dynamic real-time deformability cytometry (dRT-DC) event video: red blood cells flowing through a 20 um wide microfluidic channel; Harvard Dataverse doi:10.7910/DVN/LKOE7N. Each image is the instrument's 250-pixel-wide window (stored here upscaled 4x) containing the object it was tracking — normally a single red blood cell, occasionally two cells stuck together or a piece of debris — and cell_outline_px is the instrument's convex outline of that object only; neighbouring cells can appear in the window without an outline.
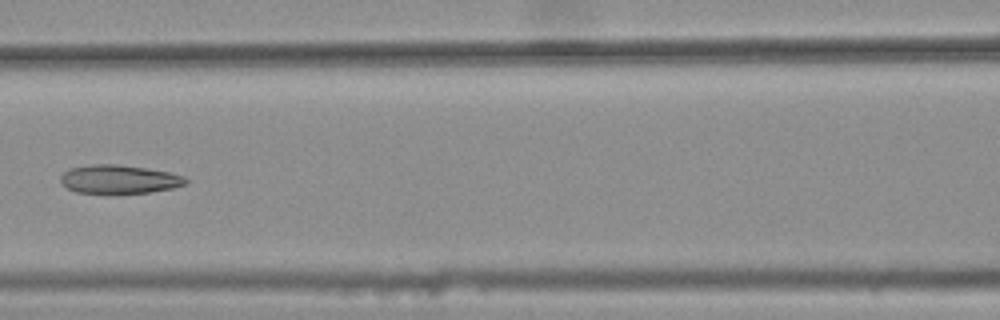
{"species": "common noctule bat (a hibernating species)", "species_latin": "Nyctalus noctula", "temperature_condition": "warm", "stored_images_in_passage": 7, "camera_frame_rate_fps": 3000, "um_per_image_px": 0.085, "animal": {"sex": "female", "body_mass_g": 25.1}, "frame": {"image": 1, "passage_image": 7, "time_ms": 2.0, "image_size_px": [1000, 320], "cell_outline_px": [[188, 180], [184, 184], [172, 188], [148, 192], [112, 196], [76, 192], [60, 184], [60, 176], [68, 168], [92, 164], [116, 164], [144, 168], [168, 172], [184, 176]], "centroid_in_image_um": [10.04, 15.27], "position_along_channel_um": 156.6, "area_um2": 21.5}}